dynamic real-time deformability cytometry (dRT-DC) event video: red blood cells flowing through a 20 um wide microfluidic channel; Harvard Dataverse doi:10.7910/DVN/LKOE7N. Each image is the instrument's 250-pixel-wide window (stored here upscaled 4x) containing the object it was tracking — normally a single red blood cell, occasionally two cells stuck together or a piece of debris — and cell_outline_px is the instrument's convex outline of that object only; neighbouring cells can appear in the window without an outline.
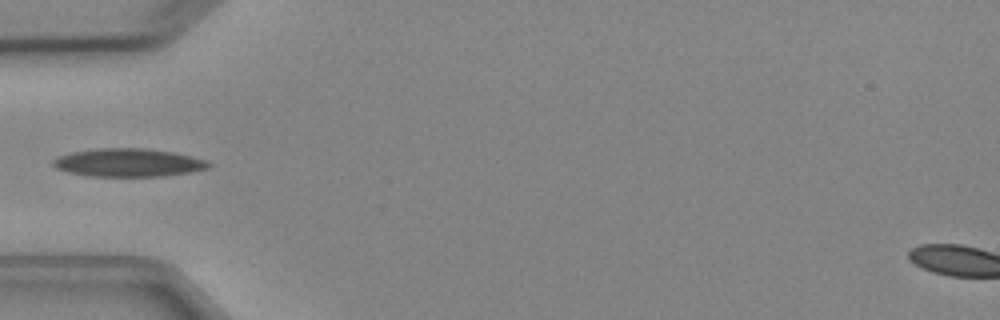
{"species": "Egyptian fruit bat (a non-hibernating species)", "species_latin": "Rousettus aegyptiacus", "temperature_condition": "cold", "stored_images_in_passage": 6, "camera_frame_rate_fps": 3000, "um_per_image_px": 0.085, "animal": {"sex": "female"}, "frame": {"image": 1, "passage_image": 5, "time_ms": 4.667, "image_size_px": [1000, 320], "cell_outline_px": [[212, 168], [188, 172], [160, 176], [88, 176], [68, 172], [56, 168], [52, 164], [52, 160], [60, 156], [72, 152], [100, 148], [144, 148], [172, 152], [192, 156], [208, 160], [212, 164]], "centroid_in_image_um": [10.94, 13.82], "position_along_channel_um": 74.1, "area_um2": 25.49}}